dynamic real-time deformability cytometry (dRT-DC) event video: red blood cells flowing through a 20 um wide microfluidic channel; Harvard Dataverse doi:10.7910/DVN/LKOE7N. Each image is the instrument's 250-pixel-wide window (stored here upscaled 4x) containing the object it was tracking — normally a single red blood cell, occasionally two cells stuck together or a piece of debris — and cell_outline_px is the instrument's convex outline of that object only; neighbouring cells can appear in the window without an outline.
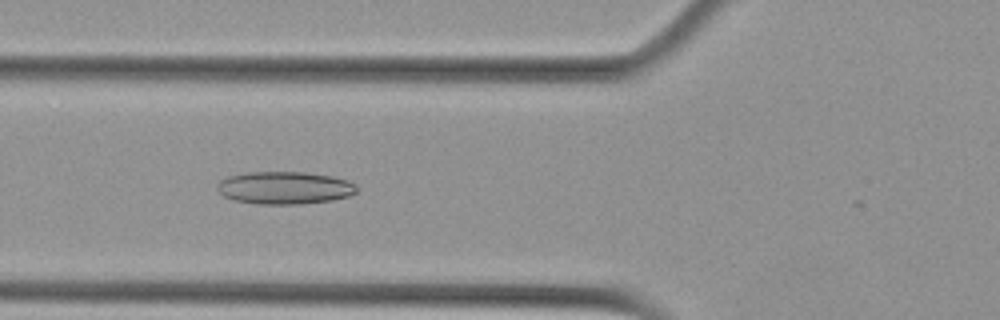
{"species": "Egyptian fruit bat (a non-hibernating species)", "species_latin": "Rousettus aegyptiacus", "temperature_condition": "cold", "stored_images_in_passage": 51, "camera_frame_rate_fps": 3000, "um_per_image_px": 0.085, "animal": {"sex": "female"}, "frame": {"image": 1, "passage_image": 16, "time_ms": 5.0, "image_size_px": [1000, 320], "cell_outline_px": [[356, 192], [348, 196], [332, 200], [300, 204], [256, 204], [236, 200], [224, 196], [216, 188], [216, 184], [220, 180], [228, 176], [248, 172], [304, 172], [332, 176], [348, 180], [356, 184]], "centroid_in_image_um": [24.18, 15.96], "position_along_channel_um": 101.6, "area_um2": 26.53}}
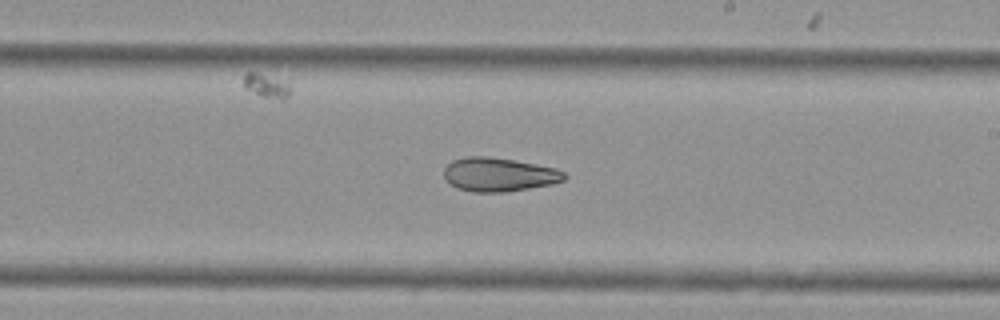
{"frame": {"image": 2, "passage_image": 28, "time_ms": 9.0, "image_size_px": [1000, 320], "cell_outline_px": [[568, 176], [564, 180], [552, 184], [504, 192], [472, 192], [456, 188], [448, 184], [444, 180], [444, 168], [452, 160], [468, 156], [488, 156], [512, 160], [556, 168], [564, 172]], "centroid_in_image_um": [42.36, 14.84], "position_along_channel_um": 246.6, "area_um2": 23.81}}
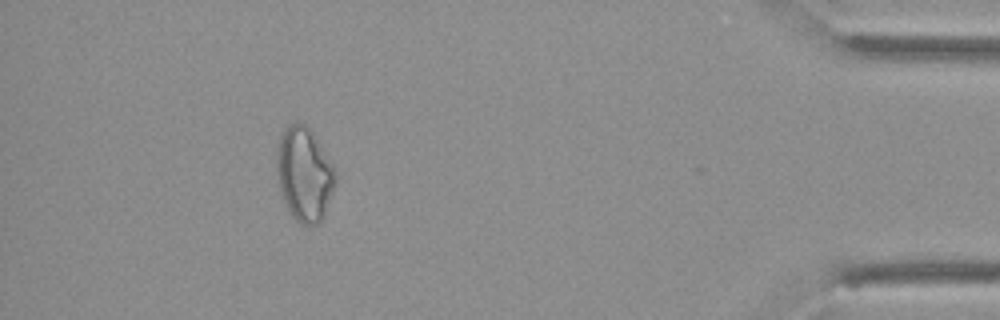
{"frame": {"image": 3, "passage_image": 46, "time_ms": 15.0, "image_size_px": [1000, 320], "cell_outline_px": [[336, 180], [324, 216], [316, 224], [300, 224], [288, 212], [280, 188], [276, 168], [276, 144], [284, 128], [288, 124], [304, 124], [316, 136], [336, 176]], "centroid_in_image_um": [25.82, 14.8], "position_along_channel_um": 409.4, "area_um2": 31.73}, "authors_computed_cell_mechanics": {"area_um2": 28.2642, "velocity_mm_per_s": 3.6223, "shape_relaxation_time_tau1_ms": null, "shape_relaxation_time_tau2_ms": 6.6552, "deformation_change_tau1": null, "deformation_change_tau2": 0.1502}}